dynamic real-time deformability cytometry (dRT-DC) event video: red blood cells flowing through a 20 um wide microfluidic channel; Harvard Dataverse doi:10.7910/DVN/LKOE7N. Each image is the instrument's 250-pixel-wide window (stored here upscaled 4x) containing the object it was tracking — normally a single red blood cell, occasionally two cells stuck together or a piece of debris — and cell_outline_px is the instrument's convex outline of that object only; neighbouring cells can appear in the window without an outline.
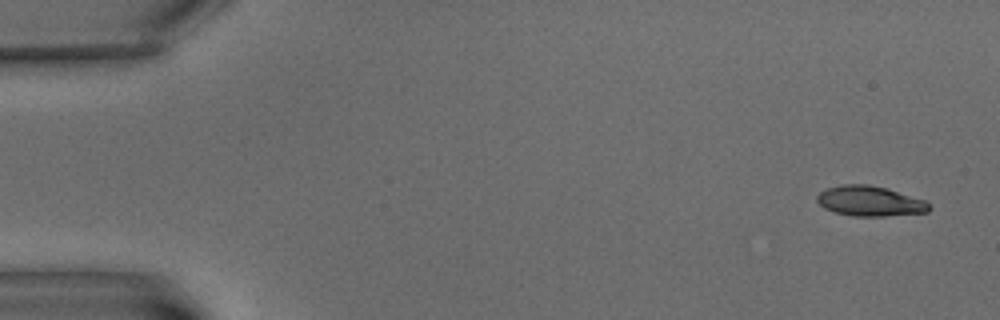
{"species": "common noctule bat (a hibernating species)", "species_latin": "Nyctalus noctula", "temperature_condition": "warm", "stored_images_in_passage": 5, "camera_frame_rate_fps": 3000, "um_per_image_px": 0.085, "animal": {"sex": "male", "body_mass_g": 15.6}, "frame": {"image": 1, "passage_image": 1, "time_ms": 0.0, "image_size_px": [1000, 320], "cell_outline_px": [[932, 208], [928, 212], [884, 216], [852, 216], [836, 212], [824, 208], [816, 200], [816, 196], [820, 192], [828, 188], [840, 184], [868, 184], [888, 188], [924, 200]], "centroid_in_image_um": [73.93, 17.09], "position_along_channel_um": 11.1, "area_um2": 19.71}}
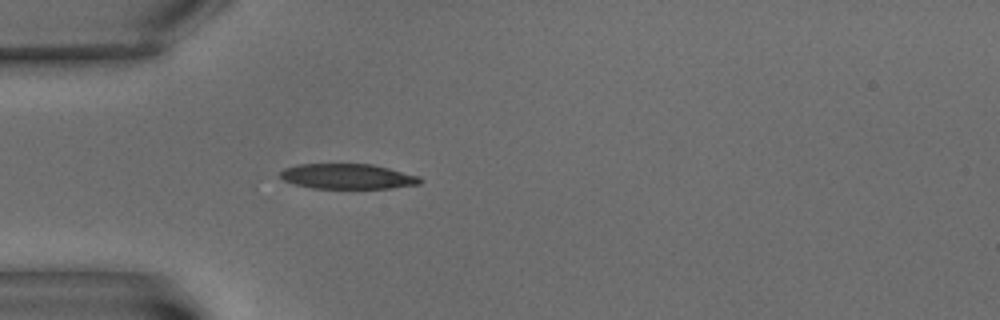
{"frame": {"image": 2, "passage_image": 5, "time_ms": 5.667, "image_size_px": [1000, 320], "cell_outline_px": [[424, 180], [420, 184], [388, 188], [312, 188], [296, 184], [284, 180], [280, 176], [280, 172], [284, 168], [296, 164], [372, 164], [420, 176]], "centroid_in_image_um": [29.56, 14.99], "position_along_channel_um": 55.4, "area_um2": 20.46}}